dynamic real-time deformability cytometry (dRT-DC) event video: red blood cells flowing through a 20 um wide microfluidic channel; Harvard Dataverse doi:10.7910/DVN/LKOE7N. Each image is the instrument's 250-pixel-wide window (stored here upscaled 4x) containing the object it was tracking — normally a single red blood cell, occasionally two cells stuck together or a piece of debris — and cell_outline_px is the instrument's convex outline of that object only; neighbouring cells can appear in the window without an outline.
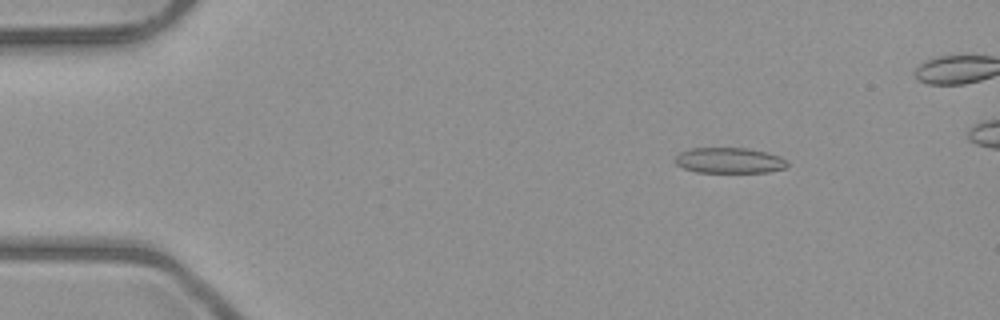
{"species": "common noctule bat (a hibernating species)", "species_latin": "Nyctalus noctula", "temperature_condition": "room temperature", "stored_images_in_passage": 6, "camera_frame_rate_fps": 3000, "um_per_image_px": 0.085, "animal": {"sex": "male", "body_mass_g": 23.1, "forearm_length_mm": 52.7}, "frame": {"image": 1, "passage_image": 2, "time_ms": 2.333, "image_size_px": [1000, 320], "cell_outline_px": [[788, 164], [784, 168], [768, 172], [696, 172], [684, 168], [676, 164], [676, 156], [680, 152], [688, 148], [748, 148], [780, 156], [788, 160]], "centroid_in_image_um": [62.0, 13.63], "position_along_channel_um": 23.0, "area_um2": 16.7}}
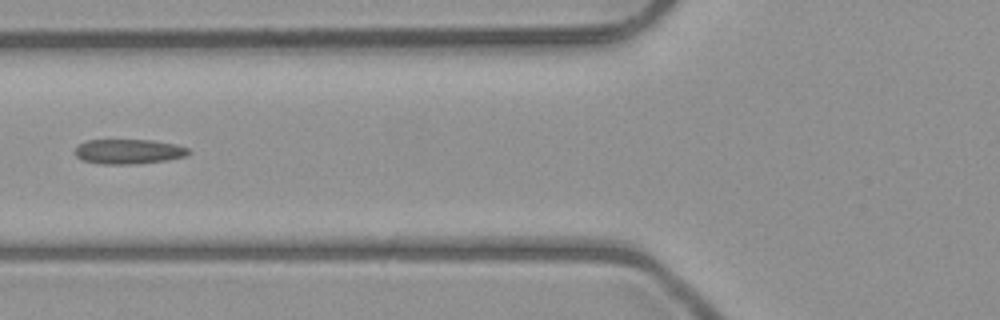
{"frame": {"image": 2, "passage_image": 6, "time_ms": 6.667, "image_size_px": [1000, 320], "cell_outline_px": [[192, 152], [184, 156], [164, 160], [136, 164], [104, 164], [84, 160], [76, 156], [72, 152], [80, 144], [88, 140], [152, 140], [176, 144], [188, 148]], "centroid_in_image_um": [10.93, 12.87], "position_along_channel_um": 114.9, "area_um2": 16.3}}